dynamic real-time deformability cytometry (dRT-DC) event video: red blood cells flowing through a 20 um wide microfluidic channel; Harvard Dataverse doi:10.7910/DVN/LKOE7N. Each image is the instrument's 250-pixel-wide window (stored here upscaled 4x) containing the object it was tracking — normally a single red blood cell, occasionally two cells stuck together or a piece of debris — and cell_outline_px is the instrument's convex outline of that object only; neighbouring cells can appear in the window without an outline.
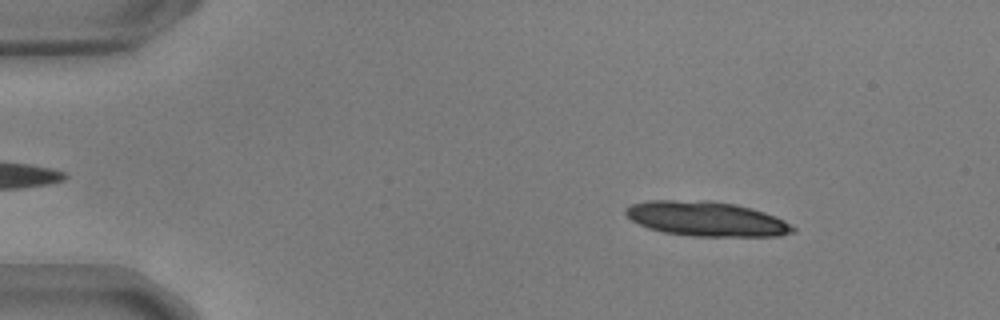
{"species": "common noctule bat (a hibernating species)", "species_latin": "Nyctalus noctula", "temperature_condition": "warm", "stored_images_in_passage": 12, "camera_frame_rate_fps": 3000, "um_per_image_px": 0.085, "animal": {"sex": "male", "body_mass_g": 17.9, "forearm_length_mm": 54.2}, "frame": {"image": 1, "passage_image": 7, "time_ms": 2.0, "image_size_px": [1000, 320], "cell_outline_px": [[796, 232], [780, 236], [692, 236], [664, 232], [648, 228], [632, 220], [624, 212], [624, 208], [632, 204], [648, 200], [708, 200], [736, 204], [752, 208], [776, 216], [784, 220], [796, 228]], "centroid_in_image_um": [60.07, 18.59], "position_along_channel_um": 24.9, "area_um2": 33.99}}